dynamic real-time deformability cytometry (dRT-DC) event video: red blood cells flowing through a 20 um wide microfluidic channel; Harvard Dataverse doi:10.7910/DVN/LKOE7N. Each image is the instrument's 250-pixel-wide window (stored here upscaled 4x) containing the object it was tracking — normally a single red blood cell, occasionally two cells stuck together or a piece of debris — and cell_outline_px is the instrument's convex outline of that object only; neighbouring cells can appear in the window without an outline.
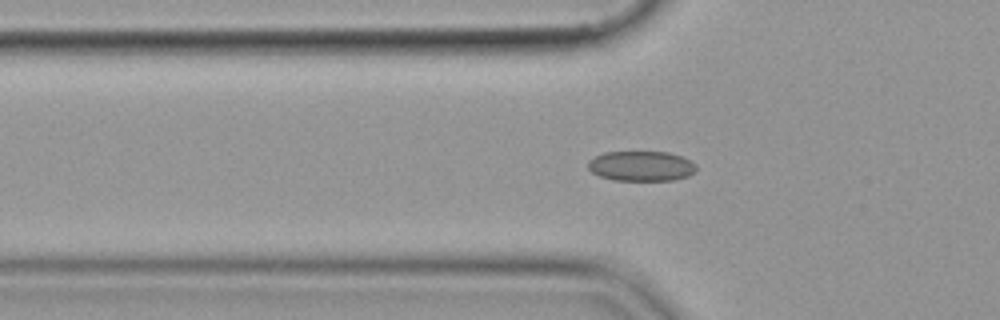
{"species": "common noctule bat (a hibernating species)", "species_latin": "Nyctalus noctula", "temperature_condition": "cold", "stored_images_in_passage": 51, "camera_frame_rate_fps": 3000, "um_per_image_px": 0.085, "animal": {"sex": "female", "body_mass_g": 19.9}, "frame": {"image": 1, "passage_image": 14, "time_ms": 4.333, "image_size_px": [1000, 320], "cell_outline_px": [[696, 168], [688, 176], [672, 180], [612, 180], [600, 176], [592, 172], [588, 168], [588, 160], [604, 152], [668, 152], [680, 156], [696, 164]], "centroid_in_image_um": [54.47, 14.11], "position_along_channel_um": 71.3, "area_um2": 18.79}}
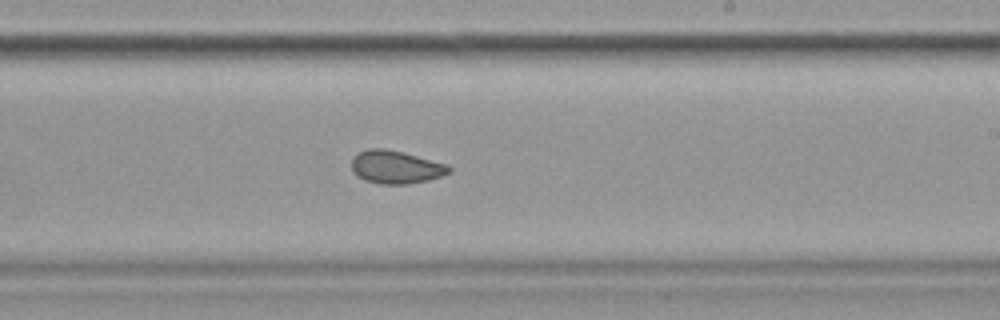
{"frame": {"image": 2, "passage_image": 29, "time_ms": 9.333, "image_size_px": [1000, 320], "cell_outline_px": [[452, 172], [428, 180], [408, 184], [380, 184], [364, 180], [356, 176], [352, 172], [352, 156], [368, 148], [384, 148], [404, 152], [448, 164], [452, 168]], "centroid_in_image_um": [33.64, 14.2], "position_along_channel_um": 255.4, "area_um2": 19.02}}
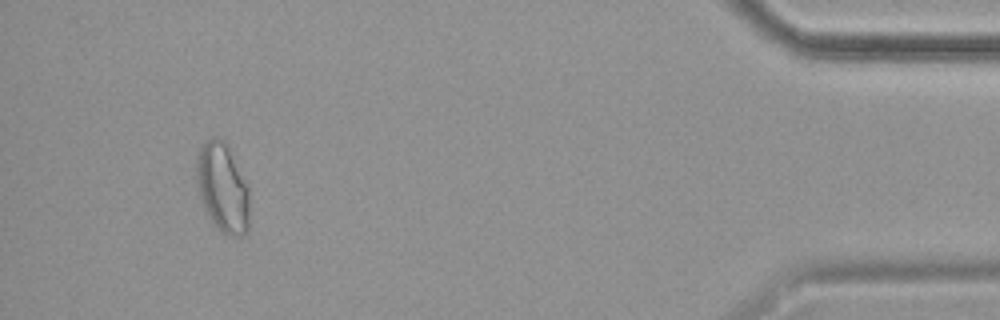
{"frame": {"image": 3, "passage_image": 47, "time_ms": 15.333, "image_size_px": [1000, 320], "cell_outline_px": [[248, 232], [244, 236], [228, 236], [208, 216], [200, 200], [196, 180], [196, 156], [200, 148], [212, 136], [216, 136], [224, 140], [228, 144], [248, 184]], "centroid_in_image_um": [18.92, 15.92], "position_along_channel_um": 416.3, "area_um2": 27.8}}